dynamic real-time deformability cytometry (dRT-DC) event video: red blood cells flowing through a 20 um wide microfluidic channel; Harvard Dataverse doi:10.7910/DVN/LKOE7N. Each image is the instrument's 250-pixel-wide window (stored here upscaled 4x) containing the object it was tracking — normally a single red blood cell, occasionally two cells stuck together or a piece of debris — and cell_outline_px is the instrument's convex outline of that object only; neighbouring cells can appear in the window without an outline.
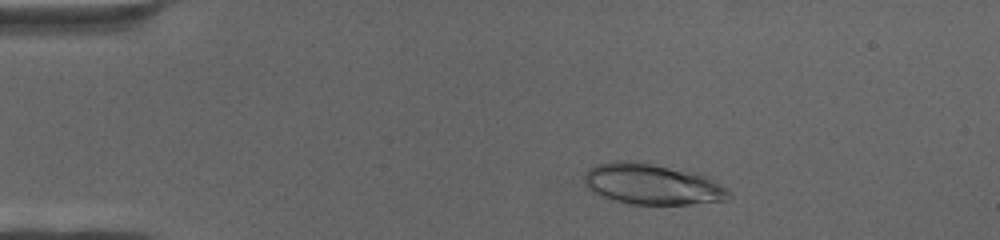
{"species": "human", "species_latin": "Homo sapiens", "temperature_condition": "cold", "stored_images_in_passage": 62, "camera_frame_rate_fps": 3000, "um_per_image_px": 0.085, "donor": {"sex": "female"}, "frame": {"image": 1, "passage_image": 7, "time_ms": 2.0, "image_size_px": [1000, 240], "cell_outline_px": [[732, 196], [728, 200], [688, 204], [628, 204], [612, 200], [588, 188], [584, 180], [584, 176], [588, 168], [596, 164], [612, 160], [632, 160], [696, 172], [708, 176], [728, 188], [732, 192]], "centroid_in_image_um": [55.48, 15.64], "position_along_channel_um": 29.5, "area_um2": 34.8}}
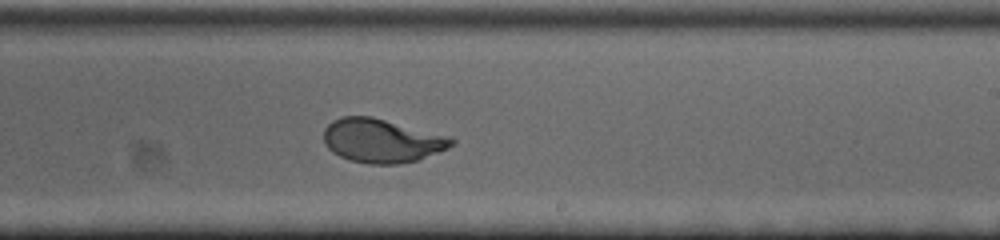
{"frame": {"image": 2, "passage_image": 36, "time_ms": 11.667, "image_size_px": [1000, 240], "cell_outline_px": [[456, 140], [448, 148], [420, 160], [400, 164], [368, 164], [348, 160], [332, 152], [324, 144], [324, 128], [332, 120], [340, 116], [372, 116], [452, 136]], "centroid_in_image_um": [32.46, 11.95], "position_along_channel_um": 256.5, "area_um2": 33.18}}
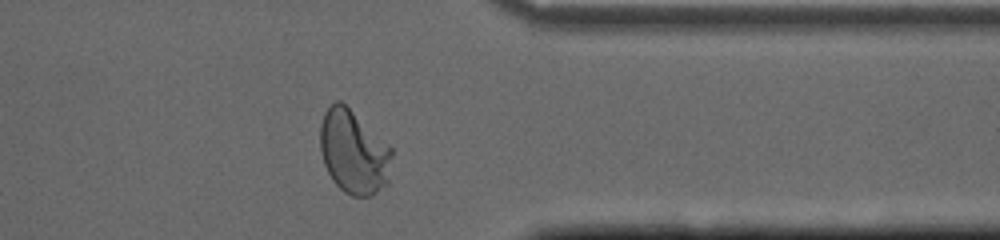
{"frame": {"image": 3, "passage_image": 49, "time_ms": 16.0, "image_size_px": [1000, 240], "cell_outline_px": [[392, 156], [388, 184], [372, 196], [352, 196], [344, 192], [332, 180], [324, 164], [320, 152], [320, 124], [324, 112], [336, 100], [340, 100], [392, 148]], "centroid_in_image_um": [30.05, 12.95], "position_along_channel_um": 381.3, "area_um2": 34.97}}